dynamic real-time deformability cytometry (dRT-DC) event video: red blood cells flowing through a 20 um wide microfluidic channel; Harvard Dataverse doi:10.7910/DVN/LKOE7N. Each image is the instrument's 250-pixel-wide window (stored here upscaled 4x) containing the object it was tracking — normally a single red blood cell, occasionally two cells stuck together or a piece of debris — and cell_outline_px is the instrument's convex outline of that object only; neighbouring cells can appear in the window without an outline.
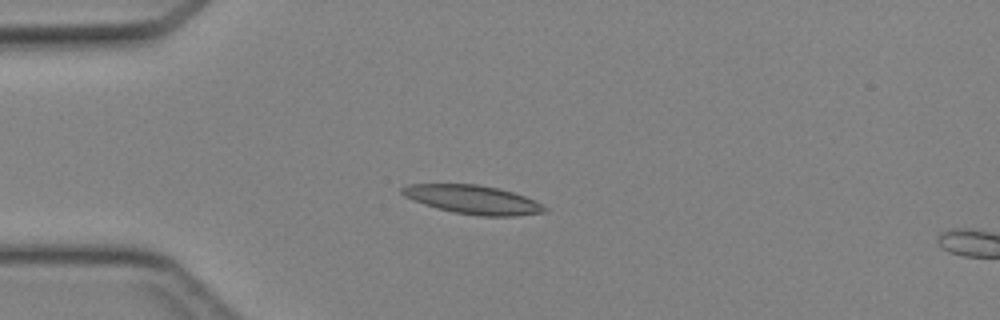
{"species": "Egyptian fruit bat (a non-hibernating species)", "species_latin": "Rousettus aegyptiacus", "temperature_condition": "cold", "stored_images_in_passage": 13, "camera_frame_rate_fps": 3000, "um_per_image_px": 0.085, "animal": {"sex": "female"}, "frame": {"image": 1, "passage_image": 10, "time_ms": 3.0, "image_size_px": [1000, 320], "cell_outline_px": [[548, 212], [516, 216], [480, 216], [452, 212], [436, 208], [424, 204], [404, 196], [400, 192], [400, 188], [408, 184], [476, 184], [496, 188], [512, 192], [524, 196], [548, 208]], "centroid_in_image_um": [40.18, 16.97], "position_along_channel_um": 44.8, "area_um2": 23.76}}